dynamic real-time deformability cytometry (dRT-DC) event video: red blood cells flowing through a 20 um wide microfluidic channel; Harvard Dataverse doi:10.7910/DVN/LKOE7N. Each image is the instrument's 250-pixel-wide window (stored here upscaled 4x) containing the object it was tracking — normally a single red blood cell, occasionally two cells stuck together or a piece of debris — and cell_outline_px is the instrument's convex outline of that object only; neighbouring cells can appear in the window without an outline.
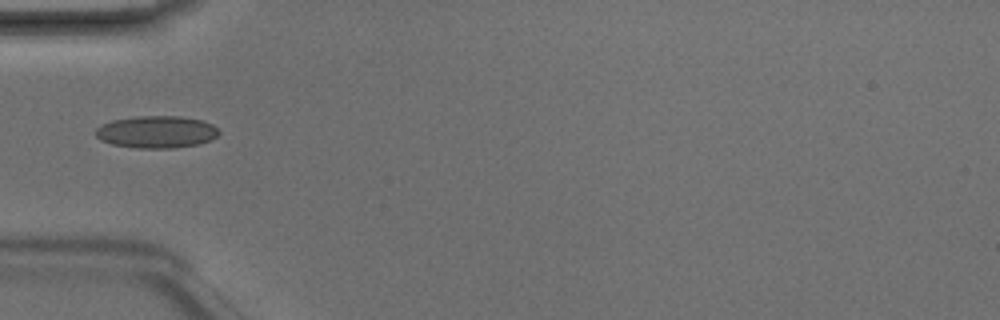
{"species": "Egyptian fruit bat (a non-hibernating species)", "species_latin": "Rousettus aegyptiacus", "temperature_condition": "room temperature", "stored_images_in_passage": 3, "camera_frame_rate_fps": 3000, "um_per_image_px": 0.085, "animal": {"sex": "male"}, "frame": {"image": 1, "passage_image": 1, "time_ms": 0.0, "image_size_px": [1000, 320], "cell_outline_px": [[220, 132], [212, 140], [200, 144], [172, 148], [136, 148], [112, 144], [100, 140], [96, 136], [96, 128], [100, 124], [112, 120], [136, 116], [180, 116], [204, 120], [212, 124]], "centroid_in_image_um": [13.3, 11.21], "position_along_channel_um": 71.7, "area_um2": 23.35}}